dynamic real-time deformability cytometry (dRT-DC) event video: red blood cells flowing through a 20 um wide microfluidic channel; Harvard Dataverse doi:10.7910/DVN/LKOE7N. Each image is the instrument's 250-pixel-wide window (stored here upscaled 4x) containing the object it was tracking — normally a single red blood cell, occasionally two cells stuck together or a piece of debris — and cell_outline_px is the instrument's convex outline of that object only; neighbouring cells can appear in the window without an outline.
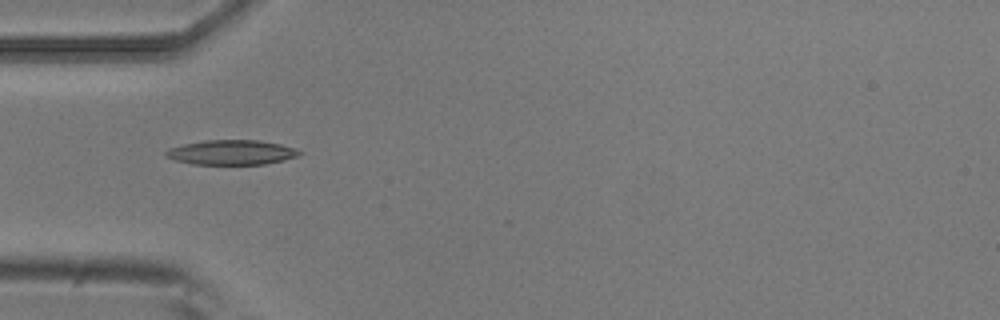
{"species": "common noctule bat (a hibernating species)", "species_latin": "Nyctalus noctula", "temperature_condition": "room temperature", "stored_images_in_passage": 5, "camera_frame_rate_fps": 3000, "um_per_image_px": 0.085, "animal": {"sex": "male", "body_mass_g": 20.5, "forearm_length_mm": 52.5}, "frame": {"image": 1, "passage_image": 3, "time_ms": 0.667, "image_size_px": [1000, 320], "cell_outline_px": [[304, 152], [300, 156], [284, 160], [264, 164], [192, 164], [176, 160], [164, 156], [164, 152], [168, 148], [184, 144], [204, 140], [260, 140], [280, 144], [296, 148]], "centroid_in_image_um": [19.71, 12.95], "position_along_channel_um": 65.3, "area_um2": 19.42}}
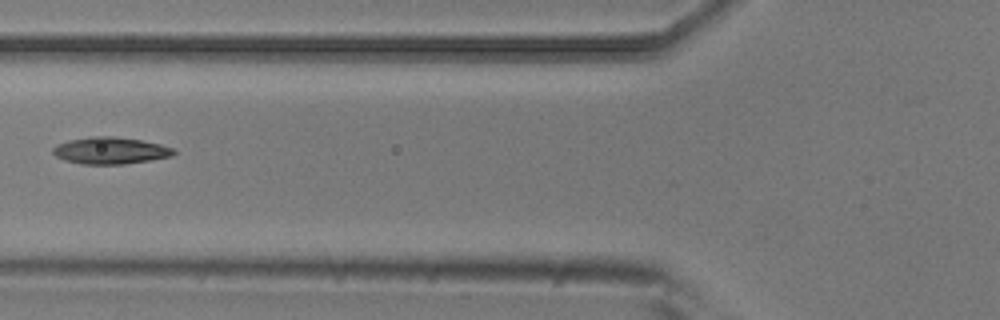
{"frame": {"image": 2, "passage_image": 4, "time_ms": 1.0, "image_size_px": [1000, 320], "cell_outline_px": [[176, 152], [172, 156], [124, 164], [84, 164], [64, 160], [56, 156], [52, 152], [52, 148], [56, 144], [68, 140], [92, 136], [112, 136], [140, 140], [160, 144], [172, 148]], "centroid_in_image_um": [9.34, 12.79], "position_along_channel_um": 116.5, "area_um2": 18.79}}
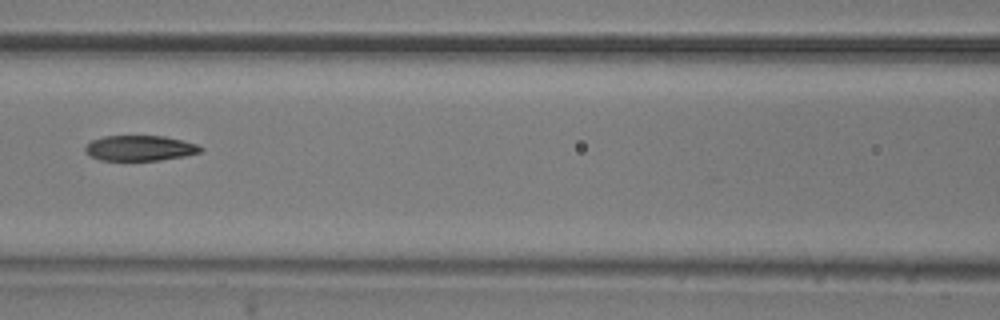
{"frame": {"image": 3, "passage_image": 5, "time_ms": 1.333, "image_size_px": [1000, 320], "cell_outline_px": [[204, 148], [200, 152], [184, 156], [160, 160], [100, 160], [92, 156], [84, 148], [92, 140], [104, 136], [164, 136], [196, 144]], "centroid_in_image_um": [11.9, 12.59], "position_along_channel_um": 154.7, "area_um2": 16.76}}